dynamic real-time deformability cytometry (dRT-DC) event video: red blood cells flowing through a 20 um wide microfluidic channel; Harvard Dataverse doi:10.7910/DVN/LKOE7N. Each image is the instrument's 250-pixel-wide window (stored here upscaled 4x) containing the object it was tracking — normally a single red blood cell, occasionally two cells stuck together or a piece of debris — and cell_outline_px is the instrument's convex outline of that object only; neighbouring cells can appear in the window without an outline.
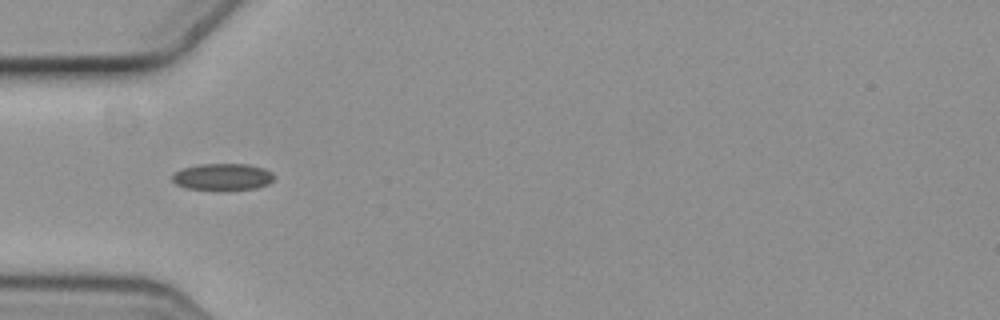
{"species": "common noctule bat (a hibernating species)", "species_latin": "Nyctalus noctula", "temperature_condition": "cold", "stored_images_in_passage": 10, "camera_frame_rate_fps": 3000, "um_per_image_px": 0.085, "animal": {"sex": "female", "body_mass_g": 19.3, "forearm_length_mm": 54.1}, "frame": {"image": 1, "passage_image": 4, "time_ms": 1.0, "image_size_px": [1000, 320], "cell_outline_px": [[276, 176], [268, 184], [256, 188], [216, 192], [188, 188], [176, 184], [172, 180], [172, 176], [176, 172], [184, 168], [200, 164], [248, 164], [264, 168], [272, 172]], "centroid_in_image_um": [18.95, 15.06], "position_along_channel_um": 66.0, "area_um2": 16.3}}
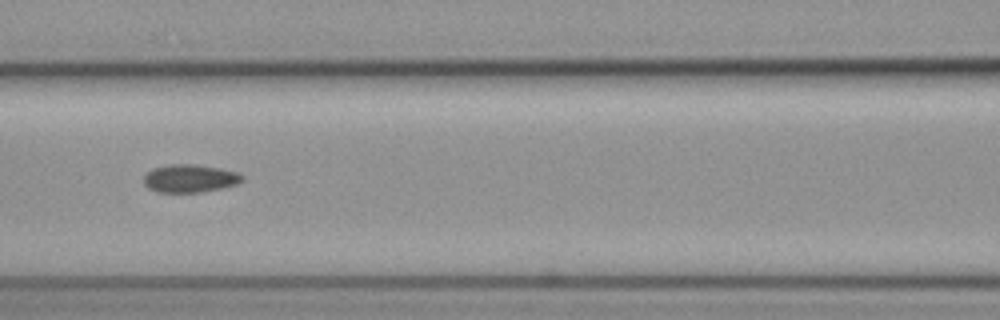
{"frame": {"image": 2, "passage_image": 6, "time_ms": 1.667, "image_size_px": [1000, 320], "cell_outline_px": [[244, 180], [236, 184], [220, 188], [200, 192], [156, 192], [148, 188], [144, 184], [144, 176], [152, 168], [172, 164], [196, 164], [220, 168], [236, 172], [244, 176]], "centroid_in_image_um": [16.13, 15.16], "position_along_channel_um": 150.5, "area_um2": 16.01}}
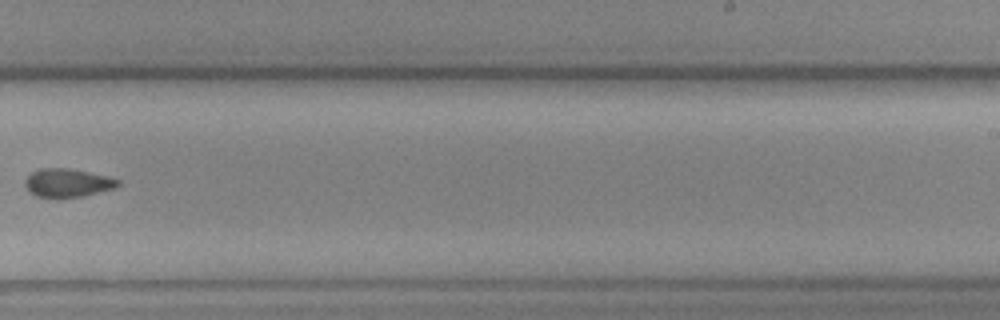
{"frame": {"image": 3, "passage_image": 9, "time_ms": 2.667, "image_size_px": [1000, 320], "cell_outline_px": [[120, 184], [112, 188], [80, 196], [60, 200], [56, 200], [36, 196], [24, 184], [24, 180], [32, 172], [40, 168], [68, 168], [108, 176], [120, 180]], "centroid_in_image_um": [5.69, 15.56], "position_along_channel_um": 283.3, "area_um2": 15.49}}